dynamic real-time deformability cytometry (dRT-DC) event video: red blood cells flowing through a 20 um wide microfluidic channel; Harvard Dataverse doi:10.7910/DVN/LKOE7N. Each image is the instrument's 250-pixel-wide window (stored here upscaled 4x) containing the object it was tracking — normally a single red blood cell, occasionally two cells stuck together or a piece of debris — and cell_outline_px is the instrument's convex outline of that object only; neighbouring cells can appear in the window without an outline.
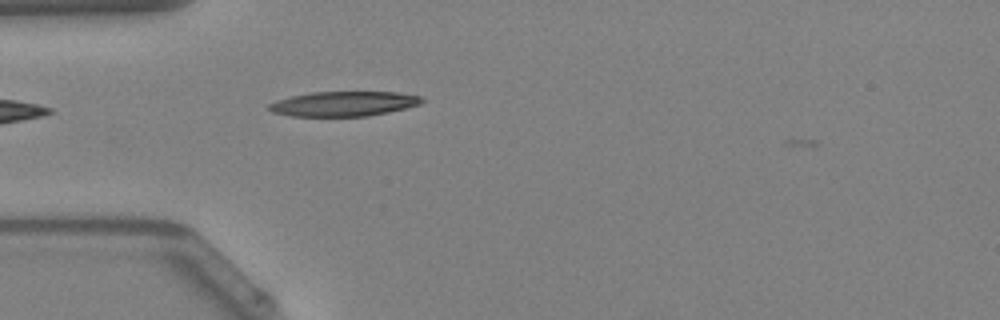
{"species": "Egyptian fruit bat (a non-hibernating species)", "species_latin": "Rousettus aegyptiacus", "temperature_condition": "warm", "stored_images_in_passage": 3, "camera_frame_rate_fps": 3000, "um_per_image_px": 0.085, "animal": {"sex": "female"}, "frame": {"image": 1, "passage_image": 2, "time_ms": 0.333, "image_size_px": [1000, 320], "cell_outline_px": [[424, 100], [420, 104], [388, 112], [368, 116], [292, 116], [272, 112], [268, 108], [268, 104], [276, 100], [292, 96], [312, 92], [396, 92], [420, 96]], "centroid_in_image_um": [29.19, 8.82], "position_along_channel_um": 55.8, "area_um2": 21.96}}